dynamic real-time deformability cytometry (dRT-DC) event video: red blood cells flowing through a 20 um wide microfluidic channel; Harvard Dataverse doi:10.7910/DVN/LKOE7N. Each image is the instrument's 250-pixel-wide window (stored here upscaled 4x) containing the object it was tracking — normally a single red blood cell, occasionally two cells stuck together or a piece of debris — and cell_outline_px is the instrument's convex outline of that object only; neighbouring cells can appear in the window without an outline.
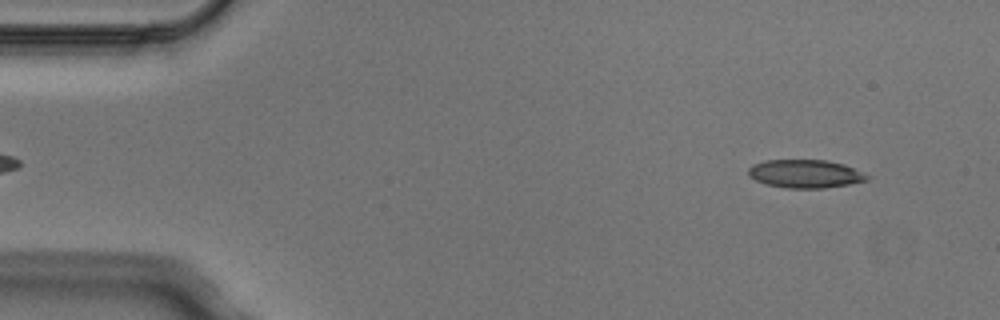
{"species": "Egyptian fruit bat (a non-hibernating species)", "species_latin": "Rousettus aegyptiacus", "temperature_condition": "cold", "stored_images_in_passage": 6, "camera_frame_rate_fps": 3000, "um_per_image_px": 0.085, "animal": {"sex": "male"}, "frame": {"image": 1, "passage_image": 1, "time_ms": 0.0, "image_size_px": [1000, 320], "cell_outline_px": [[872, 176], [868, 180], [848, 184], [824, 188], [788, 188], [768, 184], [756, 180], [748, 176], [748, 168], [752, 164], [764, 160], [824, 160], [844, 164]], "centroid_in_image_um": [68.45, 14.76], "position_along_channel_um": 16.6, "area_um2": 19.54}}
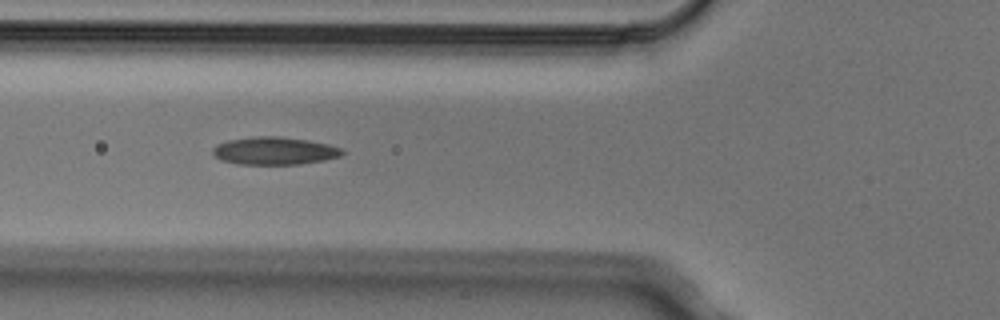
{"frame": {"image": 2, "passage_image": 5, "time_ms": 1.333, "image_size_px": [1000, 320], "cell_outline_px": [[344, 152], [340, 156], [324, 160], [300, 164], [240, 164], [220, 160], [212, 152], [212, 148], [216, 144], [228, 140], [252, 136], [280, 136], [308, 140], [328, 144], [340, 148]], "centroid_in_image_um": [23.3, 12.81], "position_along_channel_um": 102.5, "area_um2": 20.92}}
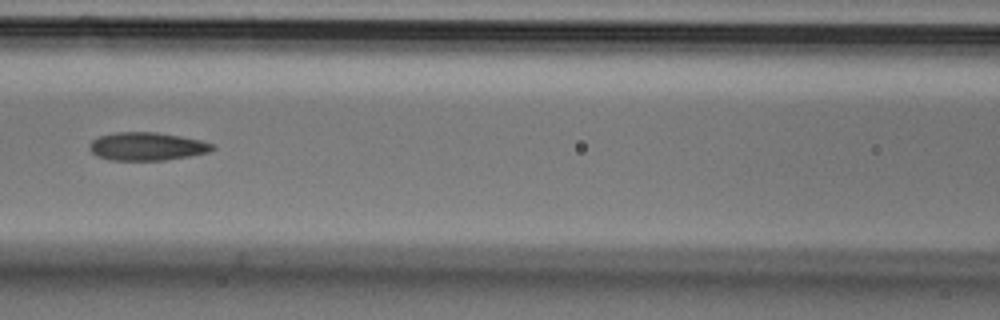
{"frame": {"image": 3, "passage_image": 6, "time_ms": 1.667, "image_size_px": [1000, 320], "cell_outline_px": [[216, 148], [212, 152], [164, 160], [108, 160], [96, 156], [88, 148], [88, 144], [96, 136], [116, 132], [156, 132], [180, 136], [200, 140], [212, 144]], "centroid_in_image_um": [12.45, 12.44], "position_along_channel_um": 154.2, "area_um2": 20.35}}